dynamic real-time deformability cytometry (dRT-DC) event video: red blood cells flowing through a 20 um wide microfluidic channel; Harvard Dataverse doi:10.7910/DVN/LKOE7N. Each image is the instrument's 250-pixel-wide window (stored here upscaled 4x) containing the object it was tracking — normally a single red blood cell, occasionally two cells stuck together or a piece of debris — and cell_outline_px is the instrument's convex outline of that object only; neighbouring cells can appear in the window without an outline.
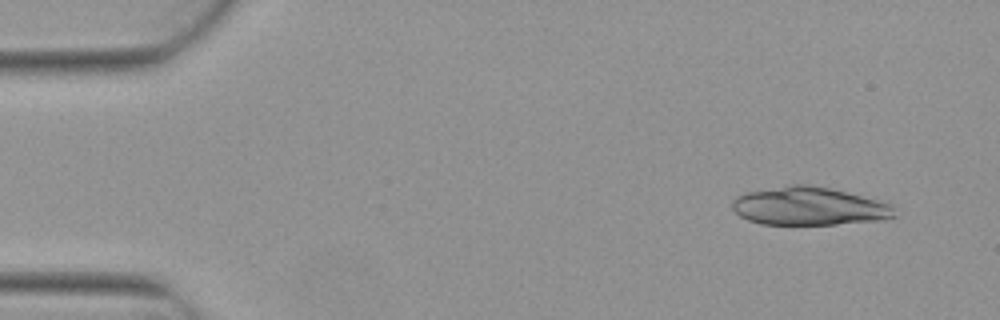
{"species": "Egyptian fruit bat (a non-hibernating species)", "species_latin": "Rousettus aegyptiacus", "temperature_condition": "warm", "stored_images_in_passage": 4, "camera_frame_rate_fps": 3000, "um_per_image_px": 0.085, "animal": {"sex": "female"}, "frame": {"image": 1, "passage_image": 1, "time_ms": 0.0, "image_size_px": [1000, 320], "cell_outline_px": [[896, 216], [880, 220], [836, 224], [760, 224], [748, 220], [740, 216], [732, 208], [732, 200], [736, 196], [744, 192], [788, 184], [808, 184], [828, 188], [892, 204]], "centroid_in_image_um": [68.7, 17.52], "position_along_channel_um": 16.3, "area_um2": 36.01}}
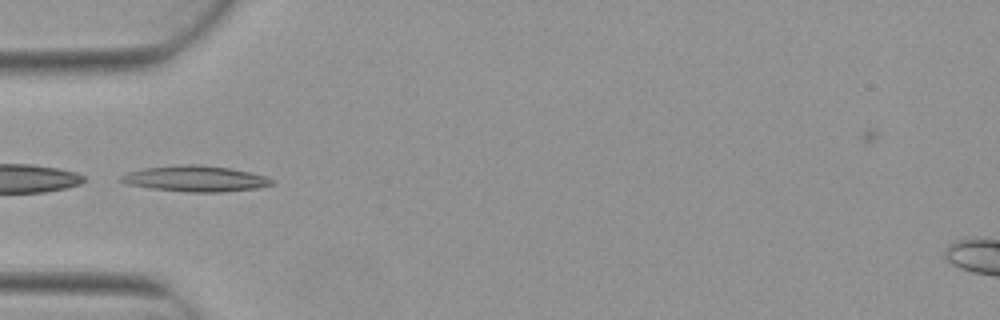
{"frame": {"image": 2, "passage_image": 4, "time_ms": 1.0, "image_size_px": [1000, 320], "cell_outline_px": [[276, 184], [256, 188], [220, 192], [188, 192], [152, 188], [128, 184], [116, 180], [124, 172], [144, 168], [180, 164], [200, 164], [228, 168], [248, 172], [264, 176], [276, 180]], "centroid_in_image_um": [16.57, 15.18], "position_along_channel_um": 68.4, "area_um2": 22.83}}